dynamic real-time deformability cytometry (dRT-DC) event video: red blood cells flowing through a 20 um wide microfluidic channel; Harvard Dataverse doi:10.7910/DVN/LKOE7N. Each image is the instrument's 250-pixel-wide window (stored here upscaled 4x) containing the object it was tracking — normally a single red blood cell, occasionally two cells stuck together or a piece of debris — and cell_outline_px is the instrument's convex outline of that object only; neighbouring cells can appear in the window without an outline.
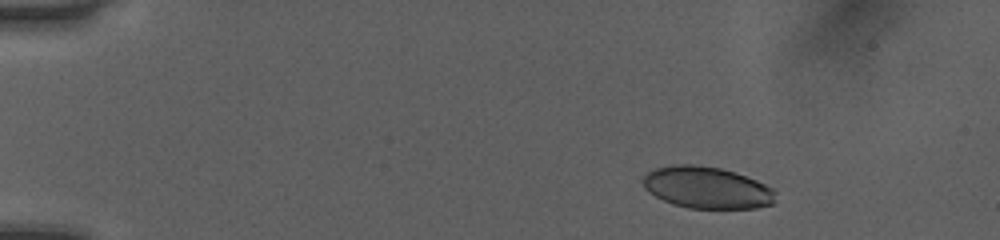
{"species": "human", "species_latin": "Homo sapiens", "temperature_condition": "room temperature", "stored_images_in_passage": 44, "camera_frame_rate_fps": 3000, "um_per_image_px": 0.085, "donor": {"sex": "female"}, "frame": {"image": 1, "passage_image": 1, "time_ms": 0.0, "image_size_px": [1000, 240], "cell_outline_px": [[776, 200], [772, 204], [756, 208], [688, 208], [672, 204], [656, 196], [644, 188], [644, 176], [652, 168], [672, 164], [696, 164], [720, 168], [736, 172], [756, 180], [772, 188], [776, 192]], "centroid_in_image_um": [60.09, 15.93], "position_along_channel_um": 24.9, "area_um2": 32.43}}
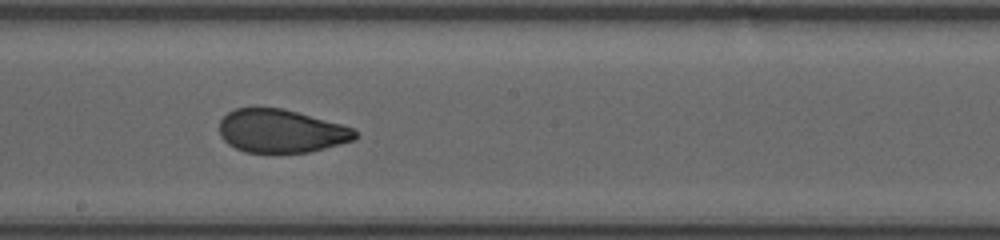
{"frame": {"image": 2, "passage_image": 23, "time_ms": 7.333, "image_size_px": [1000, 240], "cell_outline_px": [[360, 132], [356, 140], [308, 152], [244, 152], [228, 144], [220, 136], [220, 120], [228, 112], [236, 108], [284, 108], [340, 124], [352, 128]], "centroid_in_image_um": [23.91, 11.14], "position_along_channel_um": 224.3, "area_um2": 34.16}}
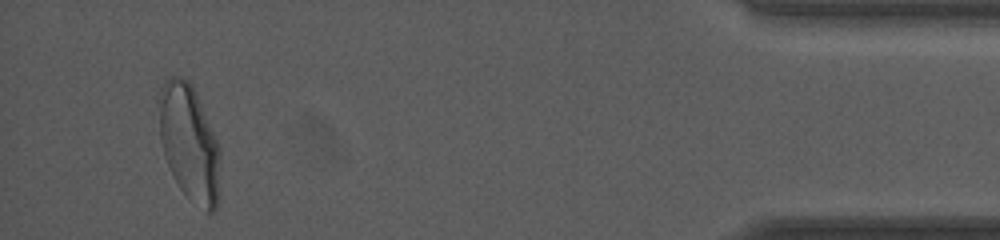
{"frame": {"image": 3, "passage_image": 42, "time_ms": 13.667, "image_size_px": [1000, 240], "cell_outline_px": [[220, 156], [216, 208], [212, 212], [208, 212], [188, 196], [180, 188], [172, 176], [164, 156], [160, 136], [160, 88], [164, 80], [172, 76], [184, 76], [192, 84], [220, 148]], "centroid_in_image_um": [16.07, 12.09], "position_along_channel_um": 419.1, "area_um2": 40.75}}